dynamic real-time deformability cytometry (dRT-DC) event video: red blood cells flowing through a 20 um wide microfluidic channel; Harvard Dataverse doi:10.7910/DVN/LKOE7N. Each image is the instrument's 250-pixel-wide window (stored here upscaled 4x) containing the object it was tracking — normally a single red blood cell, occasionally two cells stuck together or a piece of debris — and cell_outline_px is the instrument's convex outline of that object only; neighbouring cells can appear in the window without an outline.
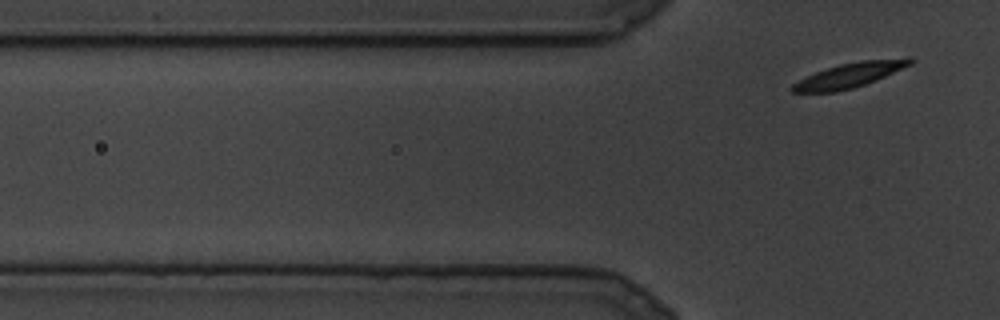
{"species": "common noctule bat (a hibernating species)", "species_latin": "Nyctalus noctula", "temperature_condition": "cold", "stored_images_in_passage": 12, "segment_of_instrument_passage": [2, 2], "camera_frame_rate_fps": 3000, "um_per_image_px": 0.085, "animal": {"sex": "male", "body_mass_g": 19.5, "forearm_length_mm": 54.6}, "frame": {"image": 1, "passage_image": 12, "time_ms": 3.667, "image_size_px": [1000, 320], "cell_outline_px": [[916, 60], [912, 64], [876, 80], [852, 88], [836, 92], [792, 92], [788, 88], [792, 84], [816, 72], [840, 64], [860, 60], [908, 56], [912, 56]], "centroid_in_image_um": [72.31, 6.35], "position_along_channel_um": 53.5, "area_um2": 17.17}}